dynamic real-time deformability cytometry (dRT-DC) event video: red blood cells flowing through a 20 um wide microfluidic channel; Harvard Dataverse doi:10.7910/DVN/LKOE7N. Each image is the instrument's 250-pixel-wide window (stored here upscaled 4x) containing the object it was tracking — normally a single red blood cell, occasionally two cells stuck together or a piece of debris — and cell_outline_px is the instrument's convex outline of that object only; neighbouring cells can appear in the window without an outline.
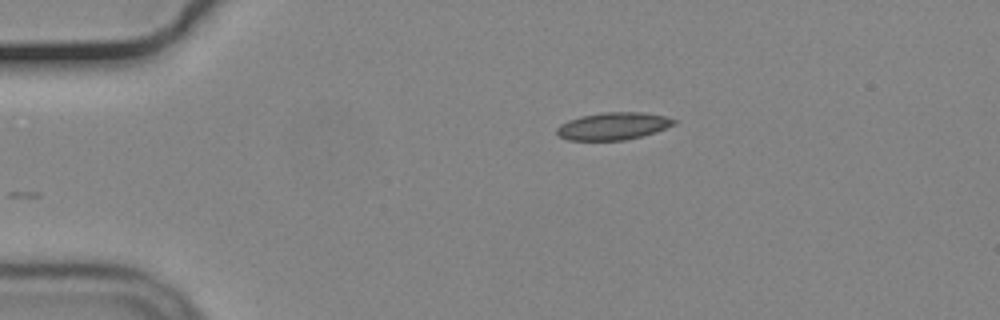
{"species": "common noctule bat (a hibernating species)", "species_latin": "Nyctalus noctula", "temperature_condition": "cold", "stored_images_in_passage": 33, "camera_frame_rate_fps": 3000, "um_per_image_px": 0.085, "animal": {"sex": "male", "body_mass_g": 19.2, "forearm_length_mm": 51.8}, "frame": {"image": 1, "passage_image": 1, "time_ms": 0.0, "image_size_px": [1000, 320], "cell_outline_px": [[680, 120], [676, 124], [656, 132], [624, 140], [568, 140], [560, 136], [556, 132], [556, 128], [560, 124], [568, 120], [580, 116], [604, 112], [644, 112], [664, 116]], "centroid_in_image_um": [52.15, 10.71], "position_along_channel_um": 32.9, "area_um2": 18.79}}
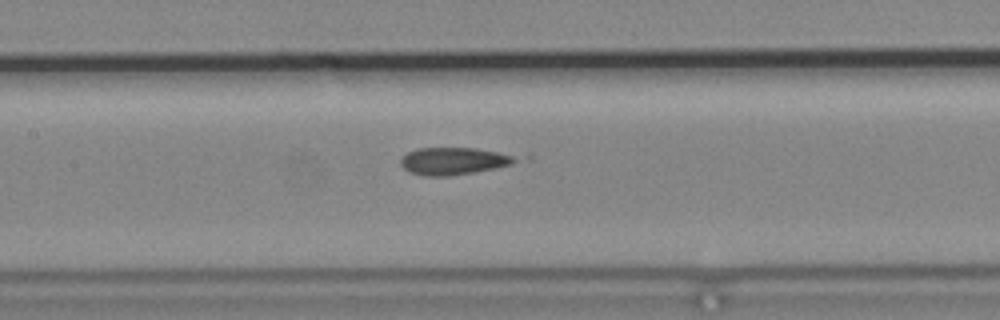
{"frame": {"image": 2, "passage_image": 16, "time_ms": 5.0, "image_size_px": [1000, 320], "cell_outline_px": [[520, 160], [512, 164], [472, 172], [448, 176], [424, 176], [408, 172], [400, 164], [400, 160], [408, 152], [416, 148], [476, 148], [496, 152], [512, 156]], "centroid_in_image_um": [38.48, 13.69], "position_along_channel_um": 168.9, "area_um2": 17.98}}
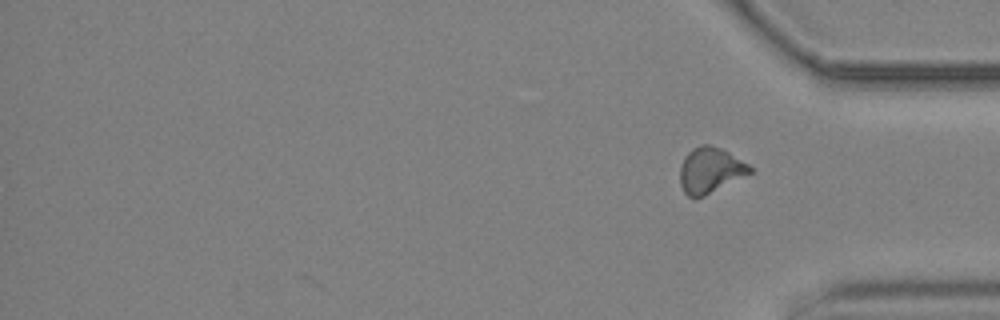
{"frame": {"image": 3, "passage_image": 33, "time_ms": 10.667, "image_size_px": [1000, 320], "cell_outline_px": [[752, 172], [704, 196], [688, 196], [684, 192], [680, 184], [680, 164], [684, 156], [692, 148], [700, 144], [708, 144], [720, 148], [728, 152], [748, 164], [752, 168]], "centroid_in_image_um": [60.33, 14.45], "position_along_channel_um": 374.9, "area_um2": 18.38}}